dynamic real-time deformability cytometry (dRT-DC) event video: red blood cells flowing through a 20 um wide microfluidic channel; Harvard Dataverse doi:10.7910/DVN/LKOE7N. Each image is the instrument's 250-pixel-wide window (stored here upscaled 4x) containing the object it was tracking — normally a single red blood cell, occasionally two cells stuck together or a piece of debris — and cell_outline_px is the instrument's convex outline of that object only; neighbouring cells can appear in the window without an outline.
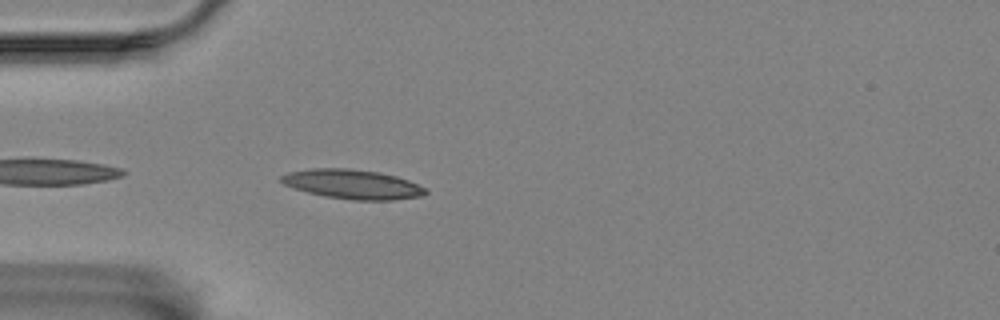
{"species": "Egyptian fruit bat (a non-hibernating species)", "species_latin": "Rousettus aegyptiacus", "temperature_condition": "room temperature", "stored_images_in_passage": 43, "camera_frame_rate_fps": 3000, "um_per_image_px": 0.085, "animal": {"sex": "female"}, "frame": {"image": 1, "passage_image": 2, "time_ms": 0.333, "image_size_px": [1000, 320], "cell_outline_px": [[428, 192], [424, 196], [392, 200], [352, 200], [324, 196], [308, 192], [284, 184], [280, 180], [280, 176], [288, 172], [312, 168], [348, 168], [380, 172], [396, 176], [408, 180], [424, 188]], "centroid_in_image_um": [29.97, 15.66], "position_along_channel_um": 55.0, "area_um2": 24.68}}
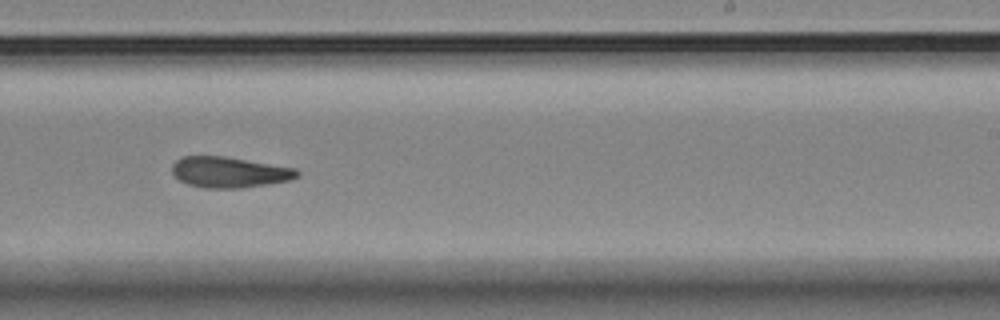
{"frame": {"image": 2, "passage_image": 21, "time_ms": 6.667, "image_size_px": [1000, 320], "cell_outline_px": [[300, 172], [296, 176], [288, 180], [268, 184], [240, 188], [204, 188], [188, 184], [180, 180], [172, 172], [172, 164], [180, 156], [224, 156], [296, 168]], "centroid_in_image_um": [19.46, 14.63], "position_along_channel_um": 269.5, "area_um2": 22.31}}
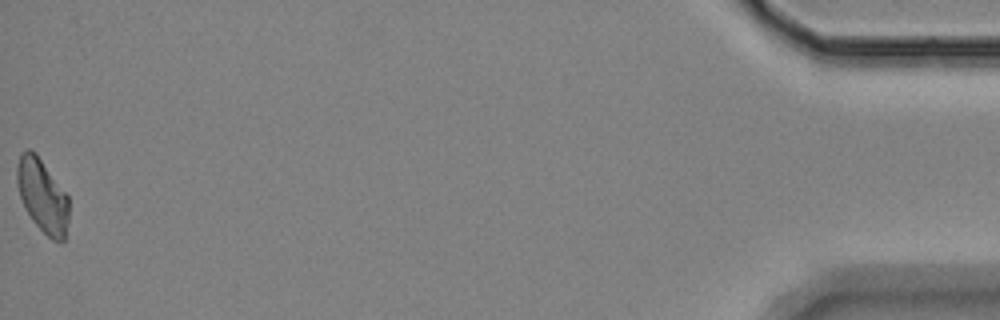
{"frame": {"image": 3, "passage_image": 43, "time_ms": 14.0, "image_size_px": [1000, 320], "cell_outline_px": [[68, 220], [64, 240], [60, 244], [52, 240], [32, 220], [24, 208], [20, 196], [16, 180], [16, 168], [20, 152], [28, 148], [36, 152], [68, 196]], "centroid_in_image_um": [3.59, 16.62], "position_along_channel_um": 431.6, "area_um2": 22.31}, "authors_computed_cell_mechanics": {"area_um2": 22.5998, "velocity_mm_per_s": 3.4826, "shape_relaxation_time_tau1_ms": null, "shape_relaxation_time_tau2_ms": 9.2258, "deformation_change_tau1": null, "deformation_change_tau2": 0.1799}}